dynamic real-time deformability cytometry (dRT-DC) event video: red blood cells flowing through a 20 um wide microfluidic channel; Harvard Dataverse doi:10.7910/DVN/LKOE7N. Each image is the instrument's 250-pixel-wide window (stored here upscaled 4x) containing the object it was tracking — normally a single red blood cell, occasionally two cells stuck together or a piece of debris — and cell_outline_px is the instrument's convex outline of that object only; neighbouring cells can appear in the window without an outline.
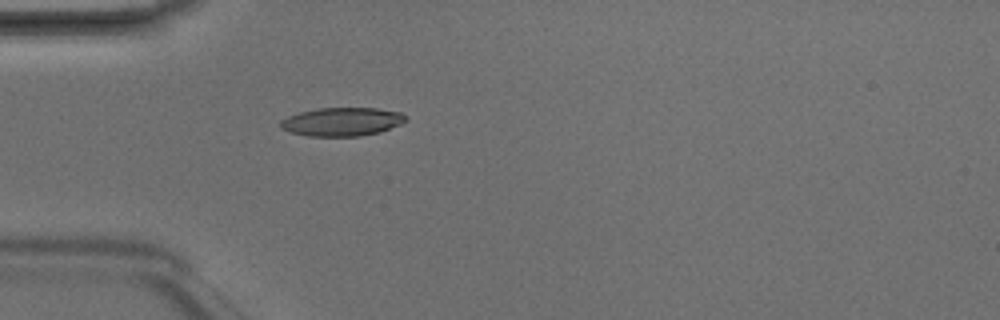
{"species": "Egyptian fruit bat (a non-hibernating species)", "species_latin": "Rousettus aegyptiacus", "temperature_condition": "room temperature", "stored_images_in_passage": 2, "camera_frame_rate_fps": 3000, "um_per_image_px": 0.085, "animal": {"sex": "male"}, "frame": {"image": 1, "passage_image": 2, "time_ms": 0.333, "image_size_px": [1000, 320], "cell_outline_px": [[408, 120], [400, 124], [380, 132], [360, 136], [308, 136], [292, 132], [280, 128], [280, 120], [288, 116], [300, 112], [316, 108], [376, 108], [400, 112], [408, 116]], "centroid_in_image_um": [29.08, 10.34], "position_along_channel_um": 55.9, "area_um2": 20.87}}